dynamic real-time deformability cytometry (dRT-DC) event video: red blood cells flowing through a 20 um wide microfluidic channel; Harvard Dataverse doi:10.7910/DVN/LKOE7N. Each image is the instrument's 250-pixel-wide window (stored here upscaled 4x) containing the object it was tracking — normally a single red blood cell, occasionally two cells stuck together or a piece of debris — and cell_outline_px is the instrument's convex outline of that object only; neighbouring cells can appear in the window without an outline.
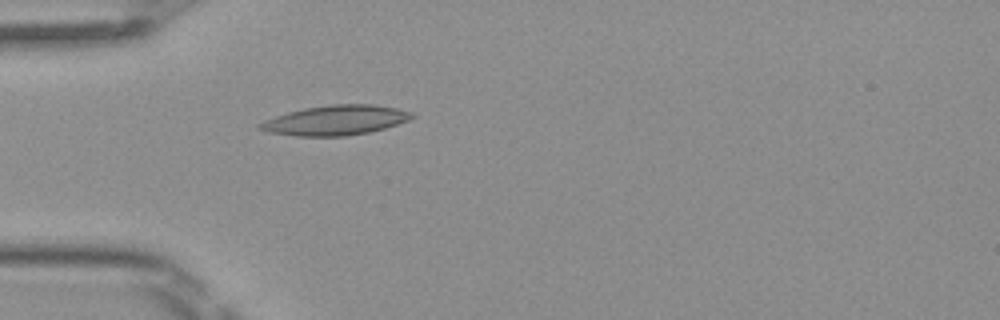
{"species": "Egyptian fruit bat (a non-hibernating species)", "species_latin": "Rousettus aegyptiacus", "temperature_condition": "room temperature", "stored_images_in_passage": 4, "camera_frame_rate_fps": 3000, "um_per_image_px": 0.085, "frame": {"image": 1, "passage_image": 4, "time_ms": 1.0, "image_size_px": [1000, 320], "cell_outline_px": [[416, 116], [408, 120], [384, 128], [368, 132], [344, 136], [296, 136], [268, 132], [260, 128], [256, 124], [264, 120], [288, 112], [304, 108], [332, 104], [372, 104], [396, 108], [412, 112]], "centroid_in_image_um": [28.51, 10.21], "position_along_channel_um": 56.5, "area_um2": 26.24}}